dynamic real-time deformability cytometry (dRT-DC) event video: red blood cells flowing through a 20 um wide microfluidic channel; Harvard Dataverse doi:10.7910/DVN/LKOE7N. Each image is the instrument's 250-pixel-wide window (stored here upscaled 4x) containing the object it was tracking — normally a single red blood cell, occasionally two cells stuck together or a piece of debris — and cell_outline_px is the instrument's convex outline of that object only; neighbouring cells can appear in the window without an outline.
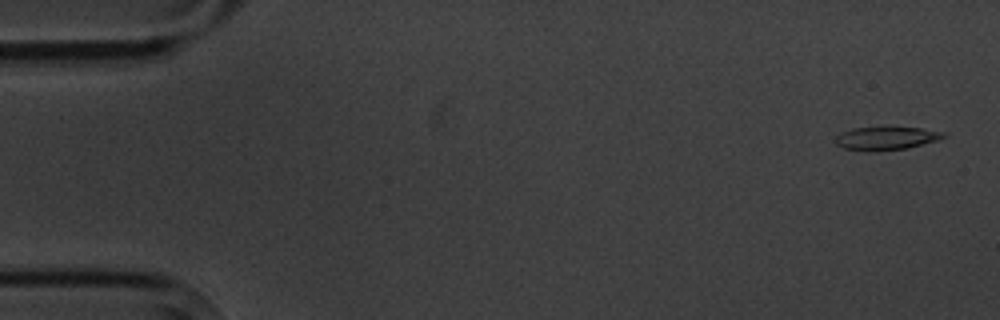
{"species": "common noctule bat (a hibernating species)", "species_latin": "Nyctalus noctula", "temperature_condition": "cold", "stored_images_in_passage": 4, "camera_frame_rate_fps": 3000, "um_per_image_px": 0.085, "animal": {"sex": "male", "body_mass_g": 20.1, "forearm_length_mm": 53.5}, "frame": {"image": 1, "passage_image": 1, "time_ms": 0.0, "image_size_px": [1000, 320], "cell_outline_px": [[948, 136], [936, 140], [908, 148], [844, 148], [836, 144], [836, 136], [852, 128], [884, 124], [920, 128], [948, 132]], "centroid_in_image_um": [75.42, 11.64], "position_along_channel_um": 9.6, "area_um2": 14.51}}